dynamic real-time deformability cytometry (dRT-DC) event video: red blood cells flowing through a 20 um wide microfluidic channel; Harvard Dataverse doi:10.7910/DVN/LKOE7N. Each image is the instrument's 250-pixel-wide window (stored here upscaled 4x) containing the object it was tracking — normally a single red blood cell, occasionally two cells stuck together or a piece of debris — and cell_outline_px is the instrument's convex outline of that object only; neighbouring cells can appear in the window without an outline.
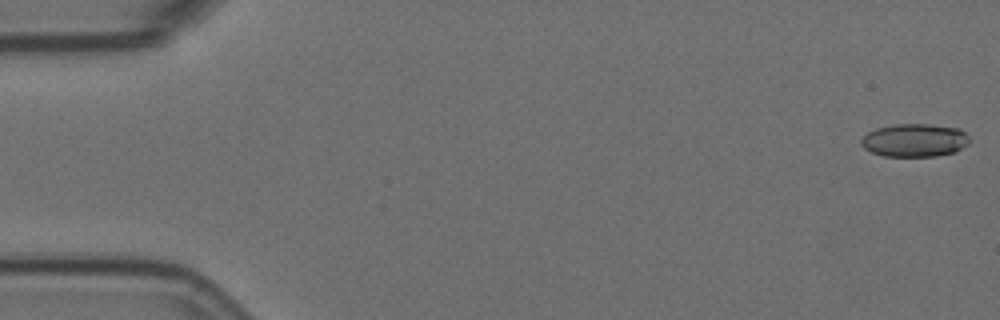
{"species": "Egyptian fruit bat (a non-hibernating species)", "species_latin": "Rousettus aegyptiacus", "temperature_condition": "room temperature", "stored_images_in_passage": 9, "camera_frame_rate_fps": 3000, "um_per_image_px": 0.085, "animal": {"sex": "female"}, "frame": {"image": 1, "passage_image": 1, "time_ms": 0.0, "image_size_px": [1000, 320], "cell_outline_px": [[972, 140], [968, 144], [956, 152], [936, 156], [884, 156], [872, 152], [864, 148], [860, 144], [860, 140], [868, 132], [876, 128], [896, 124], [928, 124], [960, 128]], "centroid_in_image_um": [77.77, 11.92], "position_along_channel_um": 7.2, "area_um2": 21.04}}
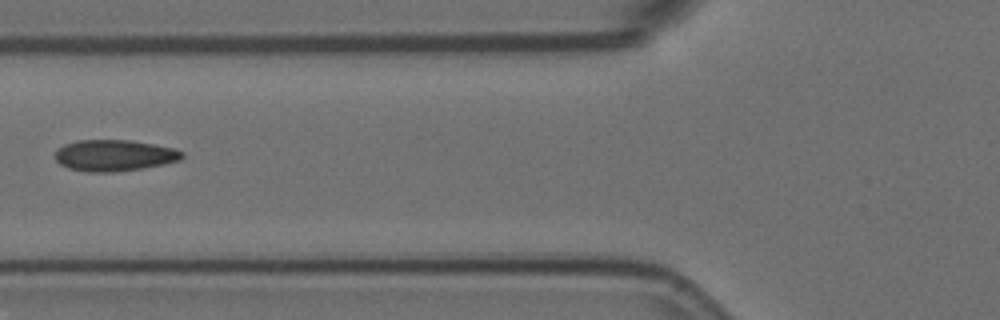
{"frame": {"image": 2, "passage_image": 7, "time_ms": 2.0, "image_size_px": [1000, 320], "cell_outline_px": [[184, 156], [180, 160], [164, 164], [116, 172], [88, 172], [68, 168], [60, 164], [56, 160], [56, 152], [64, 144], [76, 140], [132, 140], [172, 148], [184, 152]], "centroid_in_image_um": [9.71, 13.21], "position_along_channel_um": 116.1, "area_um2": 23.06}}
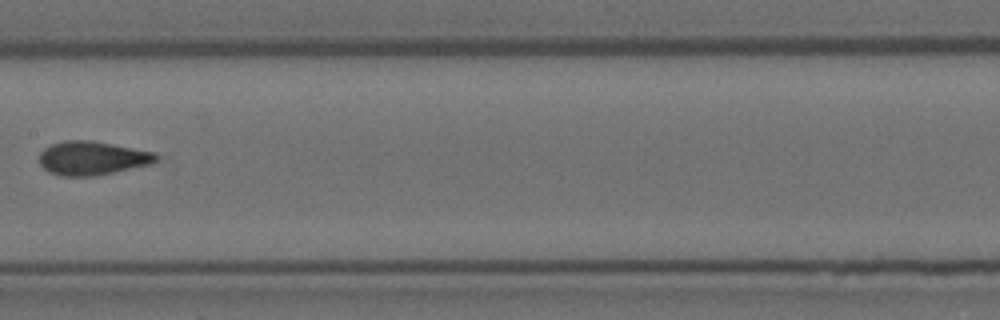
{"frame": {"image": 3, "passage_image": 9, "time_ms": 2.667, "image_size_px": [1000, 320], "cell_outline_px": [[160, 156], [152, 164], [96, 176], [60, 176], [48, 172], [40, 164], [40, 152], [44, 148], [52, 144], [64, 140], [92, 140], [156, 152]], "centroid_in_image_um": [7.86, 13.44], "position_along_channel_um": 199.5, "area_um2": 23.24}}